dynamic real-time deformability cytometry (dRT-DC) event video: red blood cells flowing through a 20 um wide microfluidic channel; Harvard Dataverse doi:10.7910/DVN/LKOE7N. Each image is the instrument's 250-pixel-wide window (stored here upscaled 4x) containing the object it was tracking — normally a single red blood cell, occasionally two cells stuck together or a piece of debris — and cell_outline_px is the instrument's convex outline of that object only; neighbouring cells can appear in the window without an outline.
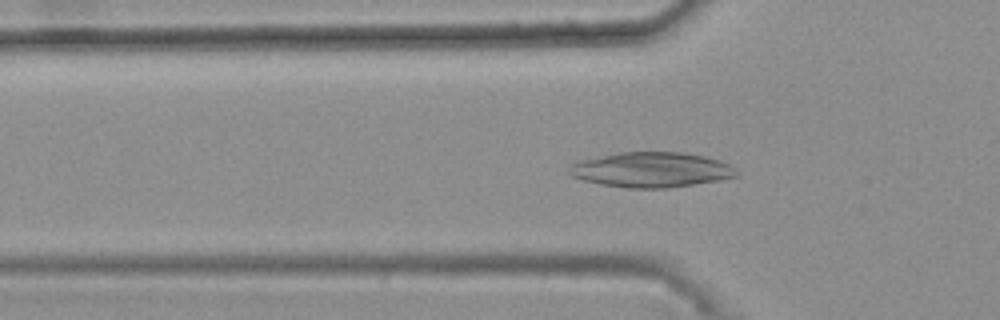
{"species": "common noctule bat (a hibernating species)", "species_latin": "Nyctalus noctula", "temperature_condition": "warm", "stored_images_in_passage": 30, "camera_frame_rate_fps": 3000, "um_per_image_px": 0.085, "animal": {"sex": "female", "body_mass_g": 25.1}, "frame": {"image": 1, "passage_image": 2, "time_ms": 0.333, "image_size_px": [1000, 320], "cell_outline_px": [[740, 172], [736, 176], [720, 180], [668, 188], [628, 188], [600, 184], [584, 180], [572, 176], [568, 172], [568, 168], [572, 164], [580, 160], [620, 152], [680, 152], [704, 156], [720, 160], [728, 164]], "centroid_in_image_um": [55.37, 14.43], "position_along_channel_um": 70.4, "area_um2": 34.16}}
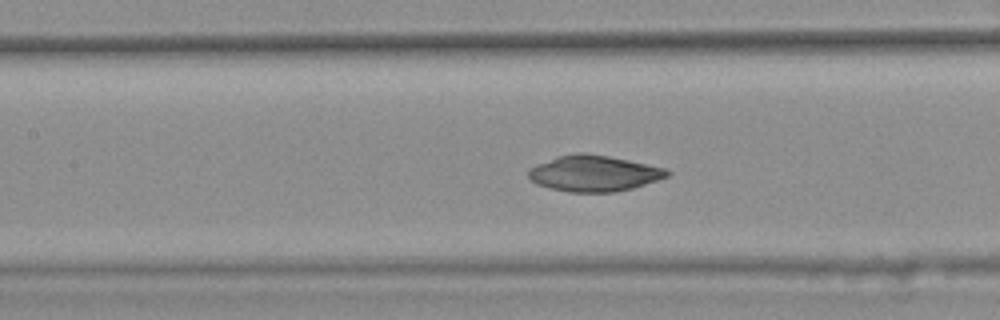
{"frame": {"image": 2, "passage_image": 9, "time_ms": 2.667, "image_size_px": [1000, 320], "cell_outline_px": [[672, 172], [668, 176], [632, 188], [616, 192], [568, 192], [548, 188], [536, 184], [528, 176], [528, 168], [536, 164], [556, 156], [576, 152], [584, 152], [608, 156], [628, 160], [664, 168]], "centroid_in_image_um": [50.42, 14.73], "position_along_channel_um": 157.0, "area_um2": 29.13}}
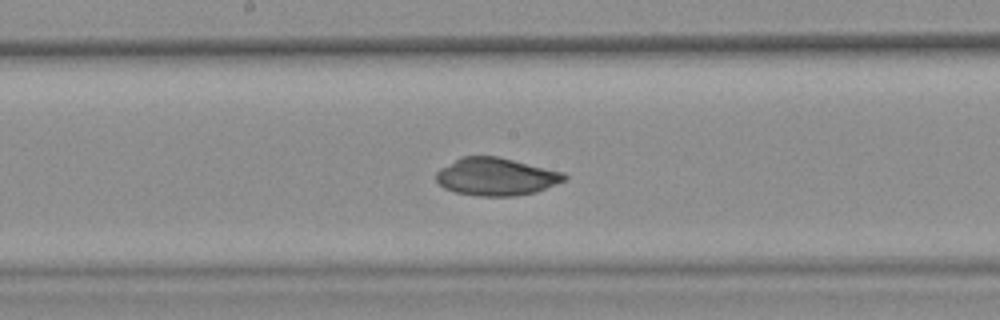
{"frame": {"image": 3, "passage_image": 13, "time_ms": 4.0, "image_size_px": [1000, 320], "cell_outline_px": [[568, 176], [564, 180], [556, 184], [536, 192], [516, 196], [480, 196], [456, 192], [444, 188], [436, 180], [436, 172], [440, 168], [460, 156], [496, 156], [564, 172]], "centroid_in_image_um": [42.15, 15.01], "position_along_channel_um": 206.0, "area_um2": 28.09}, "authors_computed_cell_mechanics": {"area_um2": 28.2064, "velocity_mm_per_s": 3.6977, "shape_relaxation_time_tau1_ms": 8.8295, "shape_relaxation_time_tau2_ms": 7.4194, "deformation_change_tau1": 0.3095, "deformation_change_tau2": 0.1147}}